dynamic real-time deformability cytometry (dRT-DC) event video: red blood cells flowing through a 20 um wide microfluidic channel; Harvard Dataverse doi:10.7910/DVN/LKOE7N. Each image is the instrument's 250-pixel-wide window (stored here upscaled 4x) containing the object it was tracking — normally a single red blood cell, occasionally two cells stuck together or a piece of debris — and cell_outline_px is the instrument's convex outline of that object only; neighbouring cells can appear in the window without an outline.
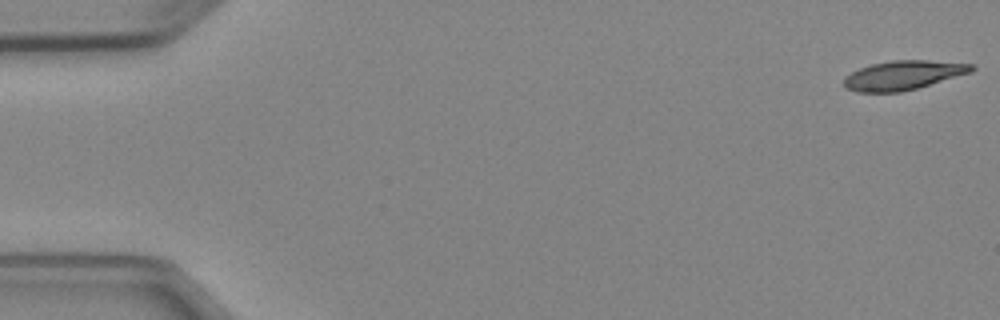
{"species": "Egyptian fruit bat (a non-hibernating species)", "species_latin": "Rousettus aegyptiacus", "temperature_condition": "cold", "stored_images_in_passage": 4, "camera_frame_rate_fps": 3000, "um_per_image_px": 0.085, "animal": {"sex": "female"}, "frame": {"image": 1, "passage_image": 1, "time_ms": 0.0, "image_size_px": [1000, 320], "cell_outline_px": [[976, 68], [972, 72], [916, 88], [900, 92], [856, 92], [844, 88], [844, 76], [860, 68], [872, 64], [892, 60], [928, 60], [972, 64]], "centroid_in_image_um": [76.75, 6.39], "position_along_channel_um": 8.3, "area_um2": 21.62}}
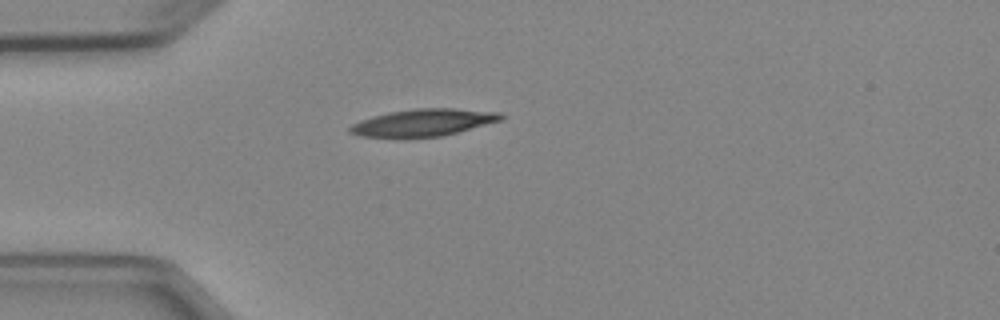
{"frame": {"image": 2, "passage_image": 4, "time_ms": 4.333, "image_size_px": [1000, 320], "cell_outline_px": [[504, 120], [444, 136], [404, 140], [360, 136], [348, 132], [348, 128], [352, 124], [360, 120], [372, 116], [388, 112], [416, 108], [452, 108], [500, 112], [504, 116]], "centroid_in_image_um": [35.95, 10.46], "position_along_channel_um": 49.1, "area_um2": 24.97}}